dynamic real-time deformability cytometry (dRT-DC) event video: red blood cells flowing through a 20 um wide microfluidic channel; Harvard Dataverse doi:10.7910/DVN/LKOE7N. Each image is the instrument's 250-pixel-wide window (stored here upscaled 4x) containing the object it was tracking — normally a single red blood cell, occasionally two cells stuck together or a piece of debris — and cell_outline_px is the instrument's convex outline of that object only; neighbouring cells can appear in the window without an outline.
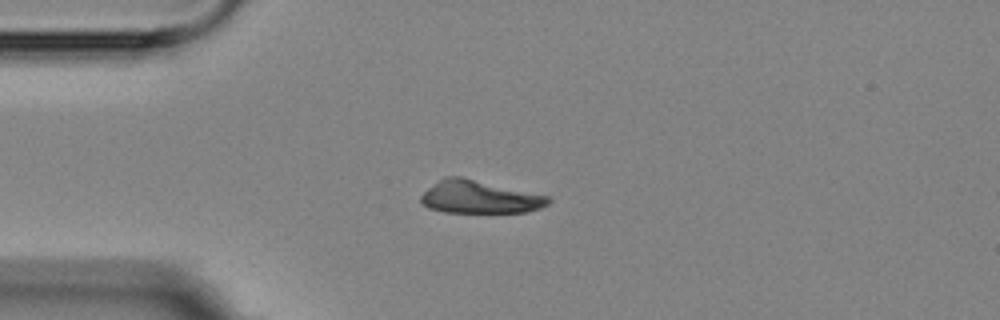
{"species": "Egyptian fruit bat (a non-hibernating species)", "species_latin": "Rousettus aegyptiacus", "temperature_condition": "room temperature", "stored_images_in_passage": 13, "camera_frame_rate_fps": 3000, "um_per_image_px": 0.085, "animal": {"sex": "female"}, "frame": {"image": 1, "passage_image": 1, "time_ms": 0.0, "image_size_px": [1000, 320], "cell_outline_px": [[552, 200], [548, 204], [540, 208], [528, 212], [444, 212], [428, 208], [420, 204], [420, 196], [428, 188], [444, 176], [460, 176], [552, 196]], "centroid_in_image_um": [40.78, 16.74], "position_along_channel_um": 44.2, "area_um2": 24.68}}
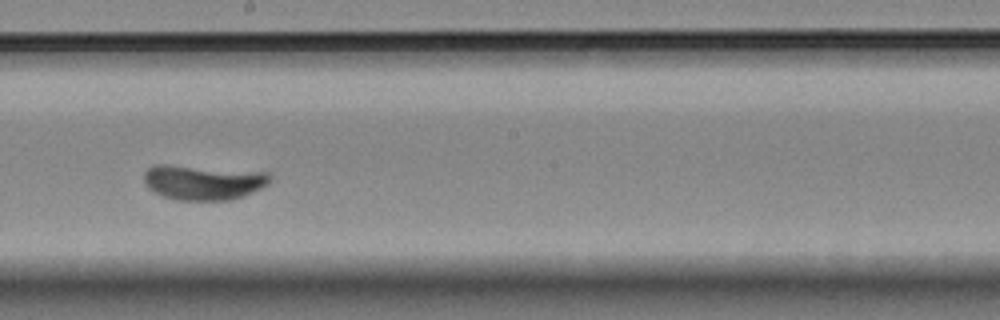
{"frame": {"image": 2, "passage_image": 6, "time_ms": 5.667, "image_size_px": [1000, 320], "cell_outline_px": [[272, 180], [268, 184], [244, 196], [232, 200], [176, 200], [152, 192], [144, 184], [144, 172], [152, 164], [168, 164], [268, 172], [272, 176]], "centroid_in_image_um": [17.25, 15.48], "position_along_channel_um": 230.9, "area_um2": 26.07}}
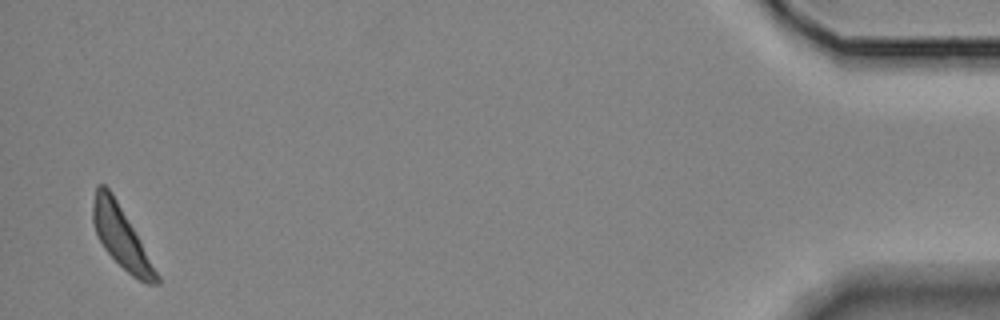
{"frame": {"image": 3, "passage_image": 13, "time_ms": 13.667, "image_size_px": [1000, 320], "cell_outline_px": [[160, 284], [144, 284], [132, 276], [104, 248], [96, 232], [92, 220], [92, 208], [96, 188], [100, 184], [104, 184], [112, 192], [160, 276]], "centroid_in_image_um": [10.3, 20.17], "position_along_channel_um": 424.9, "area_um2": 22.08}, "authors_computed_cell_mechanics": {"area_um2": 23.987, "velocity_mm_per_s": 3.5156, "shape_relaxation_time_tau1_ms": 2.0658, "shape_relaxation_time_tau2_ms": null, "deformation_change_tau1": 0.1192, "deformation_change_tau2": null}}